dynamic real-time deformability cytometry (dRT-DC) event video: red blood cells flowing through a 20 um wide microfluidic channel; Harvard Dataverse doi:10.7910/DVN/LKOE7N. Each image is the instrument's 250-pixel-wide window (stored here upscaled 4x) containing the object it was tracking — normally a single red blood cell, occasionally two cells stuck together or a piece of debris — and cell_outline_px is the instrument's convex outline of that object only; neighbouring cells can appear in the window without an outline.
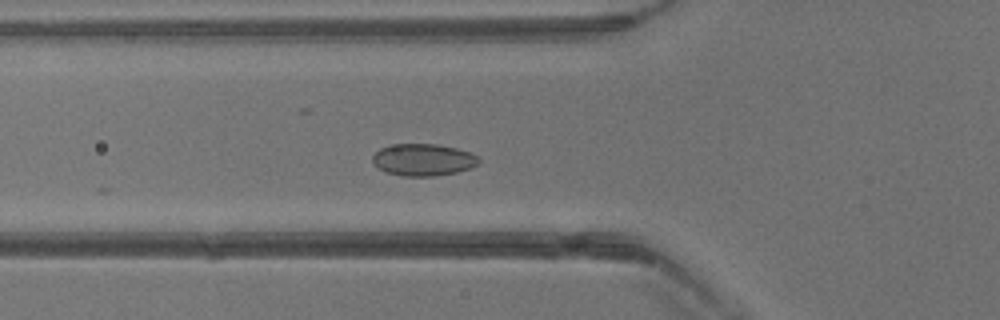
{"species": "common noctule bat (a hibernating species)", "species_latin": "Nyctalus noctula", "temperature_condition": "warm", "stored_images_in_passage": 40, "camera_frame_rate_fps": 3000, "um_per_image_px": 0.085, "animal": {"sex": "male", "body_mass_g": 13.3}, "frame": {"image": 1, "passage_image": 14, "time_ms": 4.333, "image_size_px": [1000, 320], "cell_outline_px": [[480, 164], [472, 168], [456, 172], [436, 176], [404, 176], [384, 172], [372, 160], [372, 156], [380, 148], [388, 144], [436, 144], [456, 148], [480, 156]], "centroid_in_image_um": [36.0, 13.58], "position_along_channel_um": 89.8, "area_um2": 20.0}}
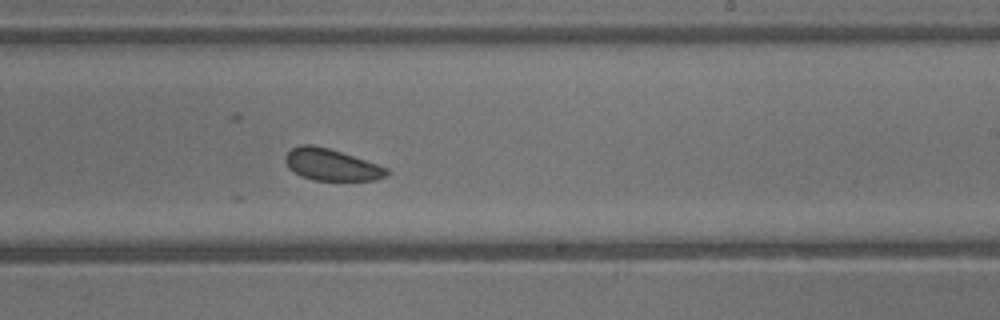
{"frame": {"image": 2, "passage_image": 24, "time_ms": 7.667, "image_size_px": [1000, 320], "cell_outline_px": [[388, 176], [376, 180], [312, 180], [300, 176], [288, 168], [284, 160], [284, 156], [292, 148], [300, 144], [312, 144], [328, 148], [388, 168]], "centroid_in_image_um": [28.12, 14.01], "position_along_channel_um": 260.9, "area_um2": 18.67}}
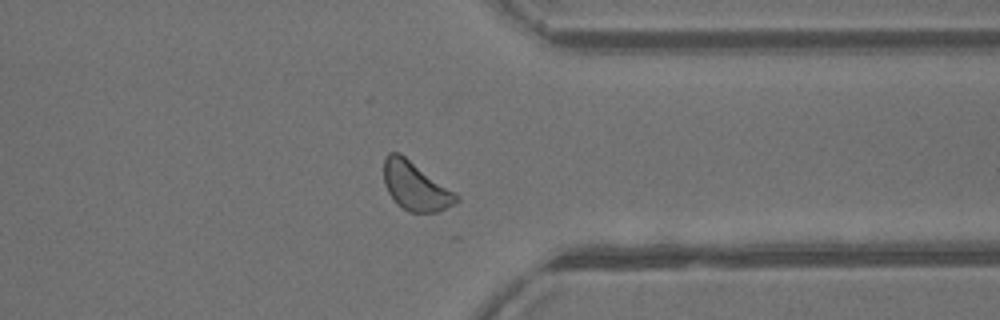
{"frame": {"image": 3, "passage_image": 31, "time_ms": 10.0, "image_size_px": [1000, 320], "cell_outline_px": [[460, 200], [436, 212], [408, 212], [396, 204], [388, 192], [384, 184], [384, 160], [388, 152], [400, 152], [456, 192], [460, 196]], "centroid_in_image_um": [35.3, 15.81], "position_along_channel_um": 376.1, "area_um2": 20.63}}